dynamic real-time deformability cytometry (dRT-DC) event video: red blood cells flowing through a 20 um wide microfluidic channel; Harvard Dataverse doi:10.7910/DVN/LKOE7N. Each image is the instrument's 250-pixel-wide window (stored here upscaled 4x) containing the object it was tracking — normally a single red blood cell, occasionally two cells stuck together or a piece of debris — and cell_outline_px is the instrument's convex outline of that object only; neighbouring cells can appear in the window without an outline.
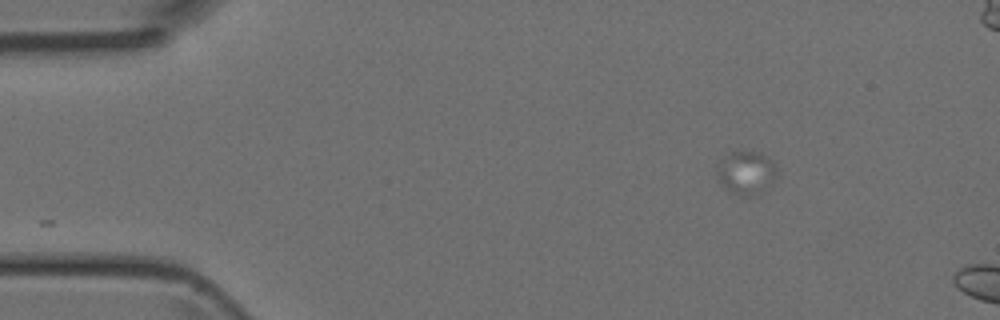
{"species": "Egyptian fruit bat (a non-hibernating species)", "species_latin": "Rousettus aegyptiacus", "temperature_condition": "room temperature", "stored_images_in_passage": 5, "camera_frame_rate_fps": 3000, "um_per_image_px": 0.085, "animal": {"sex": "female"}, "frame": {"image": 1, "passage_image": 1, "time_ms": 0.0, "image_size_px": [1000, 320], "cell_outline_px": [[780, 172], [760, 192], [752, 196], [740, 196], [724, 188], [716, 180], [716, 172], [720, 160], [732, 152], [760, 152], [772, 160]], "centroid_in_image_um": [63.4, 14.68], "position_along_channel_um": 21.6, "area_um2": 15.14}}